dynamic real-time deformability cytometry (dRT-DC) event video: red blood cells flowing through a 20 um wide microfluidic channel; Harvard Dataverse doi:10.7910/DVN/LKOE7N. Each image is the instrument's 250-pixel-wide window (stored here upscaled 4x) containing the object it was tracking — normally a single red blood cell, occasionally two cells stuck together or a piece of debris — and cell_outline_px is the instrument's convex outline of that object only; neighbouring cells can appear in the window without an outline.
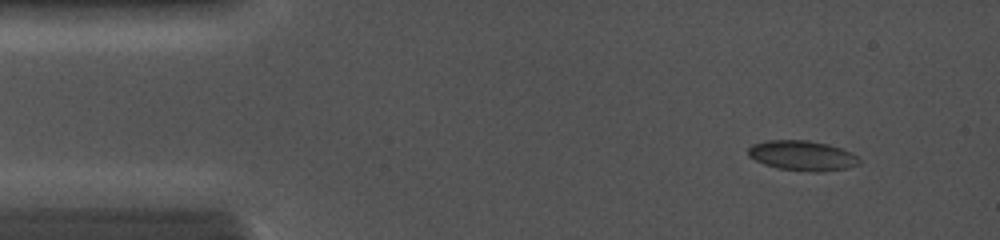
{"species": "common noctule bat (a hibernating species)", "species_latin": "Nyctalus noctula", "temperature_condition": "cold", "stored_images_in_passage": 43, "camera_frame_rate_fps": 5000, "um_per_image_px": 0.085, "animal": {"sex": "female", "body_mass_g": 19.0, "forearm_length_mm": 56.7}, "frame": {"image": 1, "passage_image": 2, "time_ms": 0.6, "image_size_px": [1000, 240], "cell_outline_px": [[860, 164], [848, 168], [820, 172], [808, 172], [776, 168], [764, 164], [748, 156], [748, 148], [752, 144], [768, 140], [808, 140], [828, 144], [852, 152], [860, 160]], "centroid_in_image_um": [68.2, 13.23], "position_along_channel_um": 16.8, "area_um2": 19.59}}
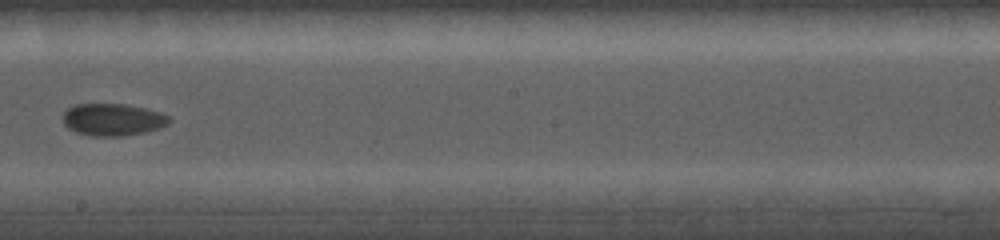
{"frame": {"image": 2, "passage_image": 23, "time_ms": 7.8, "image_size_px": [1000, 240], "cell_outline_px": [[172, 120], [168, 124], [160, 128], [144, 132], [120, 136], [88, 136], [76, 132], [68, 128], [64, 124], [64, 112], [68, 108], [76, 104], [124, 104], [144, 108], [160, 112], [168, 116]], "centroid_in_image_um": [9.59, 10.17], "position_along_channel_um": 238.6, "area_um2": 19.88}}
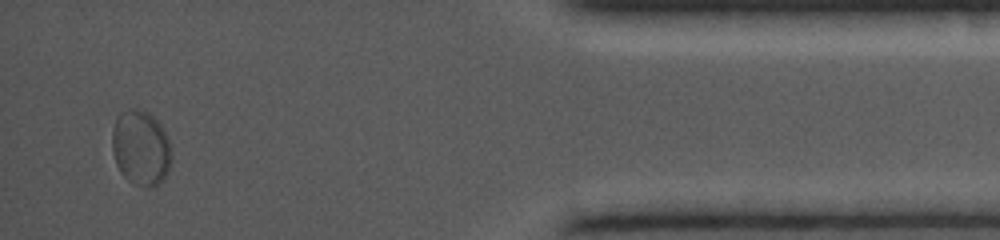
{"frame": {"image": 3, "passage_image": 39, "time_ms": 13.2, "image_size_px": [1000, 240], "cell_outline_px": [[172, 156], [168, 172], [160, 184], [156, 188], [144, 188], [128, 180], [120, 172], [116, 164], [112, 148], [112, 128], [116, 116], [120, 112], [128, 108], [140, 108], [148, 112], [164, 128], [168, 140]], "centroid_in_image_um": [11.97, 12.57], "position_along_channel_um": 423.2, "area_um2": 26.59}}